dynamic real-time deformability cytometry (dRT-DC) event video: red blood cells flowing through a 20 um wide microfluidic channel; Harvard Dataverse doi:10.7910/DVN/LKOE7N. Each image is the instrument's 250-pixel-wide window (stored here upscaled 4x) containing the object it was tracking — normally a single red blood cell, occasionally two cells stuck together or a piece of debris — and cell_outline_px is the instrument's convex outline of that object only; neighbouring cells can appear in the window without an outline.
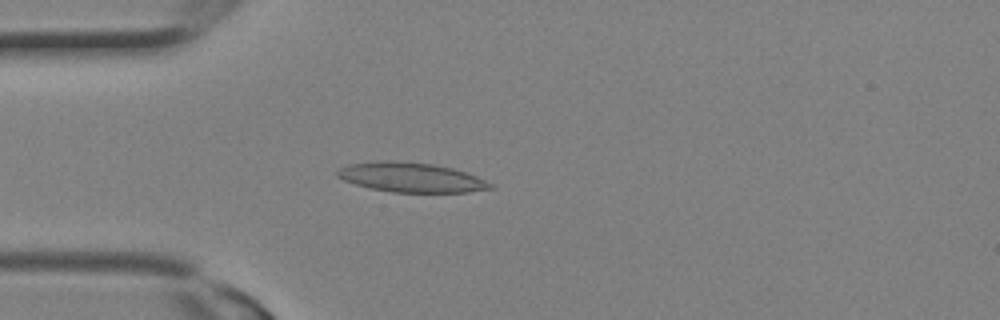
{"species": "Egyptian fruit bat (a non-hibernating species)", "species_latin": "Rousettus aegyptiacus", "temperature_condition": "room temperature", "stored_images_in_passage": 16, "camera_frame_rate_fps": 3000, "um_per_image_px": 0.085, "animal": {"sex": "female"}, "frame": {"image": 1, "passage_image": 5, "time_ms": 1.333, "image_size_px": [1000, 320], "cell_outline_px": [[496, 188], [468, 192], [392, 192], [372, 188], [356, 184], [344, 180], [336, 176], [336, 172], [340, 168], [348, 164], [380, 160], [396, 160], [432, 164], [452, 168], [476, 176], [492, 184]], "centroid_in_image_um": [34.93, 15.07], "position_along_channel_um": 50.1, "area_um2": 26.3}}
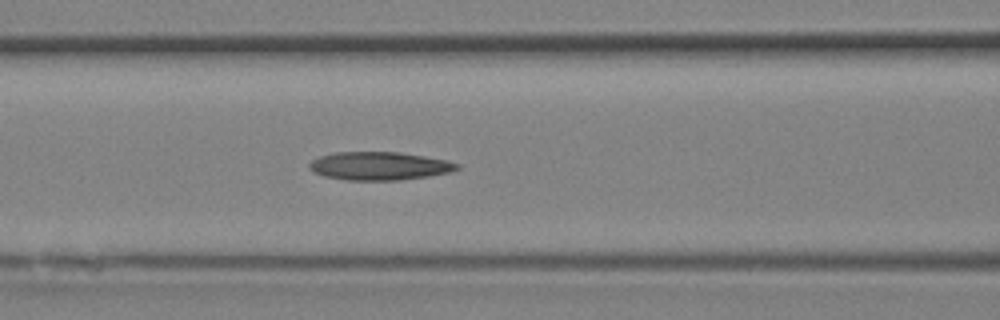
{"frame": {"image": 2, "passage_image": 9, "time_ms": 2.667, "image_size_px": [1000, 320], "cell_outline_px": [[460, 168], [452, 172], [428, 176], [400, 180], [344, 180], [324, 176], [308, 168], [308, 164], [312, 160], [320, 156], [336, 152], [400, 152], [448, 160], [460, 164]], "centroid_in_image_um": [32.27, 14.1], "position_along_channel_um": 134.3, "area_um2": 24.39}}
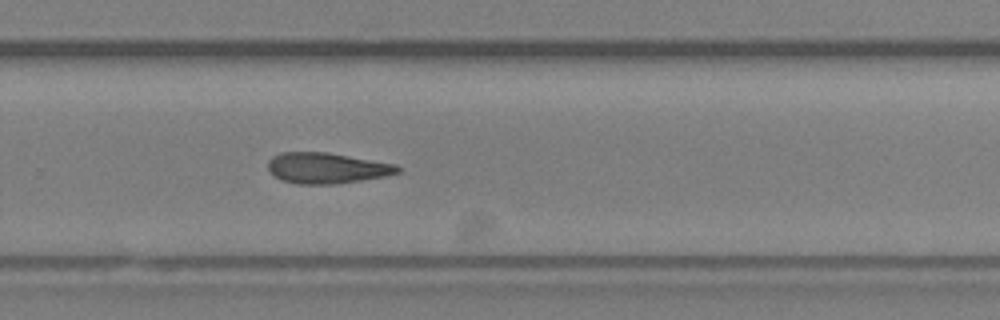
{"frame": {"image": 3, "passage_image": 16, "time_ms": 5.0, "image_size_px": [1000, 320], "cell_outline_px": [[400, 172], [384, 176], [336, 184], [296, 184], [284, 180], [276, 176], [268, 168], [268, 160], [272, 156], [280, 152], [328, 152], [396, 164], [400, 168]], "centroid_in_image_um": [27.77, 14.27], "position_along_channel_um": 302.0, "area_um2": 23.12}}